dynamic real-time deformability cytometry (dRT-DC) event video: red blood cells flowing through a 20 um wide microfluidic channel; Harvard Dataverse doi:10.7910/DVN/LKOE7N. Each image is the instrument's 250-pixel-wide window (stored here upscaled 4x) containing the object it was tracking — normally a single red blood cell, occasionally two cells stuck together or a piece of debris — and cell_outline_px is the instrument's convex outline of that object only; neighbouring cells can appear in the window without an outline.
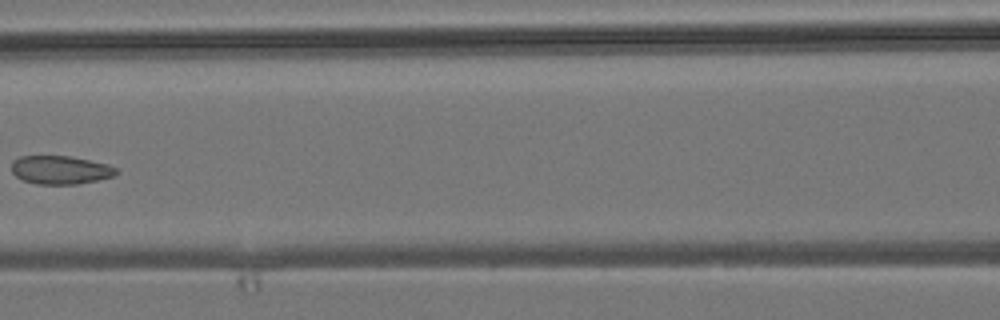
{"species": "common noctule bat (a hibernating species)", "species_latin": "Nyctalus noctula", "temperature_condition": "room temperature", "stored_images_in_passage": 5, "camera_frame_rate_fps": 3000, "um_per_image_px": 0.085, "animal": {"sex": "male", "body_mass_g": 19.2, "forearm_length_mm": 51.8}, "frame": {"image": 1, "passage_image": 5, "time_ms": 5.667, "image_size_px": [1000, 320], "cell_outline_px": [[120, 172], [116, 176], [76, 184], [36, 184], [24, 180], [16, 176], [12, 172], [12, 160], [20, 156], [72, 156], [108, 164], [116, 168]], "centroid_in_image_um": [5.16, 14.44], "position_along_channel_um": 161.4, "area_um2": 17.46}}